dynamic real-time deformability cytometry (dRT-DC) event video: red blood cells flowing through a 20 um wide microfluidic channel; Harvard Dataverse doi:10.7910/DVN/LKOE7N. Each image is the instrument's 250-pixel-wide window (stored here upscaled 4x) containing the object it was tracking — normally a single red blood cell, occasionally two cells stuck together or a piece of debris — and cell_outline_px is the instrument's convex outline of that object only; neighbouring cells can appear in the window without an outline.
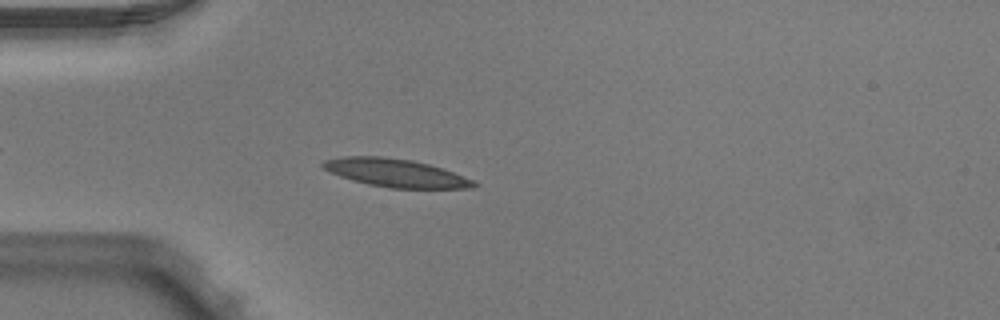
{"species": "Egyptian fruit bat (a non-hibernating species)", "species_latin": "Rousettus aegyptiacus", "temperature_condition": "warm", "stored_images_in_passage": 42, "camera_frame_rate_fps": 3000, "um_per_image_px": 0.085, "animal": {"sex": "male"}, "frame": {"image": 1, "passage_image": 6, "time_ms": 1.667, "image_size_px": [1000, 320], "cell_outline_px": [[480, 184], [476, 188], [388, 188], [368, 184], [352, 180], [328, 172], [320, 164], [324, 160], [344, 156], [380, 156], [412, 160], [428, 164], [452, 172], [472, 180]], "centroid_in_image_um": [33.6, 14.7], "position_along_channel_um": 51.4, "area_um2": 24.62}}
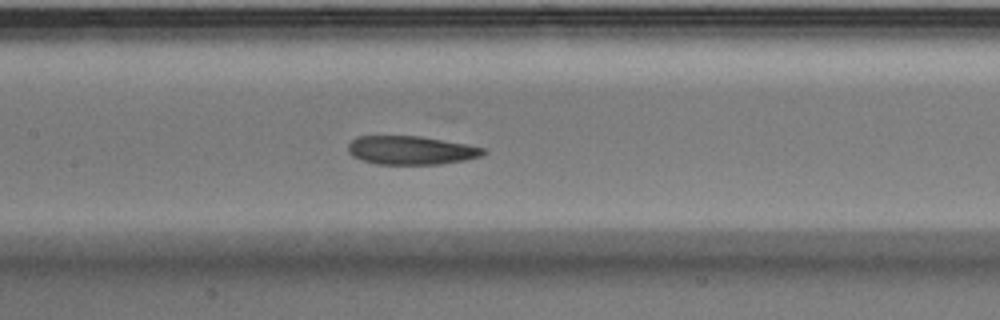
{"frame": {"image": 2, "passage_image": 16, "time_ms": 5.0, "image_size_px": [1000, 320], "cell_outline_px": [[488, 152], [484, 156], [464, 160], [440, 164], [376, 164], [352, 156], [348, 152], [348, 144], [356, 136], [420, 136], [468, 144], [484, 148]], "centroid_in_image_um": [34.97, 12.77], "position_along_channel_um": 172.4, "area_um2": 22.66}}
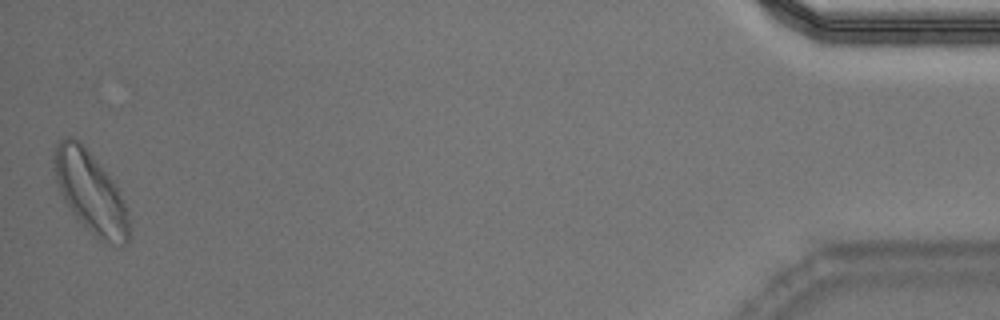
{"frame": {"image": 3, "passage_image": 42, "time_ms": 13.667, "image_size_px": [1000, 320], "cell_outline_px": [[128, 240], [124, 244], [116, 248], [100, 240], [84, 228], [72, 212], [64, 200], [60, 192], [52, 168], [52, 156], [56, 144], [60, 140], [68, 136], [72, 136], [92, 156], [112, 180], [124, 204], [128, 216]], "centroid_in_image_um": [7.64, 16.39], "position_along_channel_um": 427.6, "area_um2": 35.08}, "authors_computed_cell_mechanics": {"area_um2": 23.5246, "velocity_mm_per_s": 3.9561, "shape_relaxation_time_tau1_ms": 5.3171, "shape_relaxation_time_tau2_ms": null, "deformation_change_tau1": 0.1332, "deformation_change_tau2": null}}